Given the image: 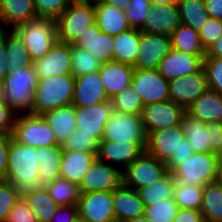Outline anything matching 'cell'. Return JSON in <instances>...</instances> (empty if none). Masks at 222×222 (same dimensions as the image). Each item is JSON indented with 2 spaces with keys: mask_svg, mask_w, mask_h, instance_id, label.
<instances>
[{
  "mask_svg": "<svg viewBox=\"0 0 222 222\" xmlns=\"http://www.w3.org/2000/svg\"><path fill=\"white\" fill-rule=\"evenodd\" d=\"M37 79L71 73V44L57 41L50 51L32 65Z\"/></svg>",
  "mask_w": 222,
  "mask_h": 222,
  "instance_id": "cell-18",
  "label": "cell"
},
{
  "mask_svg": "<svg viewBox=\"0 0 222 222\" xmlns=\"http://www.w3.org/2000/svg\"><path fill=\"white\" fill-rule=\"evenodd\" d=\"M55 21L58 41L75 44L95 24L94 1H73Z\"/></svg>",
  "mask_w": 222,
  "mask_h": 222,
  "instance_id": "cell-5",
  "label": "cell"
},
{
  "mask_svg": "<svg viewBox=\"0 0 222 222\" xmlns=\"http://www.w3.org/2000/svg\"><path fill=\"white\" fill-rule=\"evenodd\" d=\"M208 88L206 73L202 67L197 73L170 80L169 99L186 110Z\"/></svg>",
  "mask_w": 222,
  "mask_h": 222,
  "instance_id": "cell-14",
  "label": "cell"
},
{
  "mask_svg": "<svg viewBox=\"0 0 222 222\" xmlns=\"http://www.w3.org/2000/svg\"><path fill=\"white\" fill-rule=\"evenodd\" d=\"M77 206L79 222H116L110 191L80 193Z\"/></svg>",
  "mask_w": 222,
  "mask_h": 222,
  "instance_id": "cell-10",
  "label": "cell"
},
{
  "mask_svg": "<svg viewBox=\"0 0 222 222\" xmlns=\"http://www.w3.org/2000/svg\"><path fill=\"white\" fill-rule=\"evenodd\" d=\"M37 17L34 0H0V29H15Z\"/></svg>",
  "mask_w": 222,
  "mask_h": 222,
  "instance_id": "cell-27",
  "label": "cell"
},
{
  "mask_svg": "<svg viewBox=\"0 0 222 222\" xmlns=\"http://www.w3.org/2000/svg\"><path fill=\"white\" fill-rule=\"evenodd\" d=\"M211 18L222 20V0H204Z\"/></svg>",
  "mask_w": 222,
  "mask_h": 222,
  "instance_id": "cell-59",
  "label": "cell"
},
{
  "mask_svg": "<svg viewBox=\"0 0 222 222\" xmlns=\"http://www.w3.org/2000/svg\"><path fill=\"white\" fill-rule=\"evenodd\" d=\"M134 70L129 64L115 61L103 63L98 73L109 99L131 86Z\"/></svg>",
  "mask_w": 222,
  "mask_h": 222,
  "instance_id": "cell-24",
  "label": "cell"
},
{
  "mask_svg": "<svg viewBox=\"0 0 222 222\" xmlns=\"http://www.w3.org/2000/svg\"><path fill=\"white\" fill-rule=\"evenodd\" d=\"M72 2V0H34L37 16L53 20H56Z\"/></svg>",
  "mask_w": 222,
  "mask_h": 222,
  "instance_id": "cell-49",
  "label": "cell"
},
{
  "mask_svg": "<svg viewBox=\"0 0 222 222\" xmlns=\"http://www.w3.org/2000/svg\"><path fill=\"white\" fill-rule=\"evenodd\" d=\"M103 62L97 59L89 50L71 44V74L76 78L80 75L98 72Z\"/></svg>",
  "mask_w": 222,
  "mask_h": 222,
  "instance_id": "cell-41",
  "label": "cell"
},
{
  "mask_svg": "<svg viewBox=\"0 0 222 222\" xmlns=\"http://www.w3.org/2000/svg\"><path fill=\"white\" fill-rule=\"evenodd\" d=\"M24 41L32 62L42 59L58 41L56 21L37 17L14 29Z\"/></svg>",
  "mask_w": 222,
  "mask_h": 222,
  "instance_id": "cell-4",
  "label": "cell"
},
{
  "mask_svg": "<svg viewBox=\"0 0 222 222\" xmlns=\"http://www.w3.org/2000/svg\"><path fill=\"white\" fill-rule=\"evenodd\" d=\"M22 196L30 205L38 222H51L59 205L49 196L44 186L23 191Z\"/></svg>",
  "mask_w": 222,
  "mask_h": 222,
  "instance_id": "cell-34",
  "label": "cell"
},
{
  "mask_svg": "<svg viewBox=\"0 0 222 222\" xmlns=\"http://www.w3.org/2000/svg\"><path fill=\"white\" fill-rule=\"evenodd\" d=\"M178 209L173 197L145 207L144 215L150 222H174Z\"/></svg>",
  "mask_w": 222,
  "mask_h": 222,
  "instance_id": "cell-44",
  "label": "cell"
},
{
  "mask_svg": "<svg viewBox=\"0 0 222 222\" xmlns=\"http://www.w3.org/2000/svg\"><path fill=\"white\" fill-rule=\"evenodd\" d=\"M186 112L204 123H222V95L208 88L186 109Z\"/></svg>",
  "mask_w": 222,
  "mask_h": 222,
  "instance_id": "cell-29",
  "label": "cell"
},
{
  "mask_svg": "<svg viewBox=\"0 0 222 222\" xmlns=\"http://www.w3.org/2000/svg\"><path fill=\"white\" fill-rule=\"evenodd\" d=\"M49 196L59 206L77 205L79 199V187L76 183L58 177L43 185Z\"/></svg>",
  "mask_w": 222,
  "mask_h": 222,
  "instance_id": "cell-40",
  "label": "cell"
},
{
  "mask_svg": "<svg viewBox=\"0 0 222 222\" xmlns=\"http://www.w3.org/2000/svg\"><path fill=\"white\" fill-rule=\"evenodd\" d=\"M198 33L203 48L207 50L222 36V20L209 17Z\"/></svg>",
  "mask_w": 222,
  "mask_h": 222,
  "instance_id": "cell-50",
  "label": "cell"
},
{
  "mask_svg": "<svg viewBox=\"0 0 222 222\" xmlns=\"http://www.w3.org/2000/svg\"><path fill=\"white\" fill-rule=\"evenodd\" d=\"M12 134L0 132V180H4L8 169V148Z\"/></svg>",
  "mask_w": 222,
  "mask_h": 222,
  "instance_id": "cell-56",
  "label": "cell"
},
{
  "mask_svg": "<svg viewBox=\"0 0 222 222\" xmlns=\"http://www.w3.org/2000/svg\"><path fill=\"white\" fill-rule=\"evenodd\" d=\"M105 2L111 5H114L119 10L125 11L129 5L130 0H95Z\"/></svg>",
  "mask_w": 222,
  "mask_h": 222,
  "instance_id": "cell-61",
  "label": "cell"
},
{
  "mask_svg": "<svg viewBox=\"0 0 222 222\" xmlns=\"http://www.w3.org/2000/svg\"><path fill=\"white\" fill-rule=\"evenodd\" d=\"M168 172L165 162L144 151L122 171L123 184L134 190H139L158 181Z\"/></svg>",
  "mask_w": 222,
  "mask_h": 222,
  "instance_id": "cell-8",
  "label": "cell"
},
{
  "mask_svg": "<svg viewBox=\"0 0 222 222\" xmlns=\"http://www.w3.org/2000/svg\"><path fill=\"white\" fill-rule=\"evenodd\" d=\"M6 32V57L8 58L9 71L17 68H31L33 62L22 38L14 29Z\"/></svg>",
  "mask_w": 222,
  "mask_h": 222,
  "instance_id": "cell-36",
  "label": "cell"
},
{
  "mask_svg": "<svg viewBox=\"0 0 222 222\" xmlns=\"http://www.w3.org/2000/svg\"><path fill=\"white\" fill-rule=\"evenodd\" d=\"M181 126L194 153H211L212 138L204 122L185 112L181 118Z\"/></svg>",
  "mask_w": 222,
  "mask_h": 222,
  "instance_id": "cell-31",
  "label": "cell"
},
{
  "mask_svg": "<svg viewBox=\"0 0 222 222\" xmlns=\"http://www.w3.org/2000/svg\"><path fill=\"white\" fill-rule=\"evenodd\" d=\"M203 69L208 87L222 95V58L204 57Z\"/></svg>",
  "mask_w": 222,
  "mask_h": 222,
  "instance_id": "cell-48",
  "label": "cell"
},
{
  "mask_svg": "<svg viewBox=\"0 0 222 222\" xmlns=\"http://www.w3.org/2000/svg\"><path fill=\"white\" fill-rule=\"evenodd\" d=\"M3 91H4V84L2 82H0V102H3V100H4Z\"/></svg>",
  "mask_w": 222,
  "mask_h": 222,
  "instance_id": "cell-65",
  "label": "cell"
},
{
  "mask_svg": "<svg viewBox=\"0 0 222 222\" xmlns=\"http://www.w3.org/2000/svg\"><path fill=\"white\" fill-rule=\"evenodd\" d=\"M181 24L177 2L152 5L149 17L139 29L140 32L170 36Z\"/></svg>",
  "mask_w": 222,
  "mask_h": 222,
  "instance_id": "cell-20",
  "label": "cell"
},
{
  "mask_svg": "<svg viewBox=\"0 0 222 222\" xmlns=\"http://www.w3.org/2000/svg\"><path fill=\"white\" fill-rule=\"evenodd\" d=\"M175 179L172 172H168L164 177L154 183L141 188L138 191L144 206H154L162 200L173 198Z\"/></svg>",
  "mask_w": 222,
  "mask_h": 222,
  "instance_id": "cell-38",
  "label": "cell"
},
{
  "mask_svg": "<svg viewBox=\"0 0 222 222\" xmlns=\"http://www.w3.org/2000/svg\"><path fill=\"white\" fill-rule=\"evenodd\" d=\"M151 6V0H130L125 13L131 28H141L145 19L149 17Z\"/></svg>",
  "mask_w": 222,
  "mask_h": 222,
  "instance_id": "cell-47",
  "label": "cell"
},
{
  "mask_svg": "<svg viewBox=\"0 0 222 222\" xmlns=\"http://www.w3.org/2000/svg\"><path fill=\"white\" fill-rule=\"evenodd\" d=\"M172 49L193 55H206L199 33L193 28L180 24L170 35Z\"/></svg>",
  "mask_w": 222,
  "mask_h": 222,
  "instance_id": "cell-35",
  "label": "cell"
},
{
  "mask_svg": "<svg viewBox=\"0 0 222 222\" xmlns=\"http://www.w3.org/2000/svg\"><path fill=\"white\" fill-rule=\"evenodd\" d=\"M206 128L210 134L212 141L211 153L220 155L222 153V123L220 122H206Z\"/></svg>",
  "mask_w": 222,
  "mask_h": 222,
  "instance_id": "cell-53",
  "label": "cell"
},
{
  "mask_svg": "<svg viewBox=\"0 0 222 222\" xmlns=\"http://www.w3.org/2000/svg\"><path fill=\"white\" fill-rule=\"evenodd\" d=\"M99 142L91 135L75 129L61 144L63 150L98 152Z\"/></svg>",
  "mask_w": 222,
  "mask_h": 222,
  "instance_id": "cell-45",
  "label": "cell"
},
{
  "mask_svg": "<svg viewBox=\"0 0 222 222\" xmlns=\"http://www.w3.org/2000/svg\"><path fill=\"white\" fill-rule=\"evenodd\" d=\"M176 2V0H151L152 5H164Z\"/></svg>",
  "mask_w": 222,
  "mask_h": 222,
  "instance_id": "cell-63",
  "label": "cell"
},
{
  "mask_svg": "<svg viewBox=\"0 0 222 222\" xmlns=\"http://www.w3.org/2000/svg\"><path fill=\"white\" fill-rule=\"evenodd\" d=\"M174 222H204L200 210L178 209Z\"/></svg>",
  "mask_w": 222,
  "mask_h": 222,
  "instance_id": "cell-58",
  "label": "cell"
},
{
  "mask_svg": "<svg viewBox=\"0 0 222 222\" xmlns=\"http://www.w3.org/2000/svg\"><path fill=\"white\" fill-rule=\"evenodd\" d=\"M140 31L130 28L113 37V61L134 65L139 53Z\"/></svg>",
  "mask_w": 222,
  "mask_h": 222,
  "instance_id": "cell-33",
  "label": "cell"
},
{
  "mask_svg": "<svg viewBox=\"0 0 222 222\" xmlns=\"http://www.w3.org/2000/svg\"><path fill=\"white\" fill-rule=\"evenodd\" d=\"M206 55H193L171 49L161 59L158 72L168 81L178 77L197 73L203 67V59Z\"/></svg>",
  "mask_w": 222,
  "mask_h": 222,
  "instance_id": "cell-19",
  "label": "cell"
},
{
  "mask_svg": "<svg viewBox=\"0 0 222 222\" xmlns=\"http://www.w3.org/2000/svg\"><path fill=\"white\" fill-rule=\"evenodd\" d=\"M94 6L95 23L103 33L114 37L131 28L125 11L101 1H94Z\"/></svg>",
  "mask_w": 222,
  "mask_h": 222,
  "instance_id": "cell-26",
  "label": "cell"
},
{
  "mask_svg": "<svg viewBox=\"0 0 222 222\" xmlns=\"http://www.w3.org/2000/svg\"><path fill=\"white\" fill-rule=\"evenodd\" d=\"M75 77L70 74L37 79L33 94L31 115H43L45 112L72 105Z\"/></svg>",
  "mask_w": 222,
  "mask_h": 222,
  "instance_id": "cell-2",
  "label": "cell"
},
{
  "mask_svg": "<svg viewBox=\"0 0 222 222\" xmlns=\"http://www.w3.org/2000/svg\"><path fill=\"white\" fill-rule=\"evenodd\" d=\"M146 145L147 143L101 140L98 145L97 159L116 167L120 164L122 166L120 169L123 171L145 151Z\"/></svg>",
  "mask_w": 222,
  "mask_h": 222,
  "instance_id": "cell-17",
  "label": "cell"
},
{
  "mask_svg": "<svg viewBox=\"0 0 222 222\" xmlns=\"http://www.w3.org/2000/svg\"><path fill=\"white\" fill-rule=\"evenodd\" d=\"M6 222H38L33 211L23 196L10 211Z\"/></svg>",
  "mask_w": 222,
  "mask_h": 222,
  "instance_id": "cell-51",
  "label": "cell"
},
{
  "mask_svg": "<svg viewBox=\"0 0 222 222\" xmlns=\"http://www.w3.org/2000/svg\"><path fill=\"white\" fill-rule=\"evenodd\" d=\"M200 212L204 222H222V185L212 182L204 186Z\"/></svg>",
  "mask_w": 222,
  "mask_h": 222,
  "instance_id": "cell-37",
  "label": "cell"
},
{
  "mask_svg": "<svg viewBox=\"0 0 222 222\" xmlns=\"http://www.w3.org/2000/svg\"><path fill=\"white\" fill-rule=\"evenodd\" d=\"M12 138L33 148L58 145L52 128L42 115L18 114L12 131Z\"/></svg>",
  "mask_w": 222,
  "mask_h": 222,
  "instance_id": "cell-7",
  "label": "cell"
},
{
  "mask_svg": "<svg viewBox=\"0 0 222 222\" xmlns=\"http://www.w3.org/2000/svg\"><path fill=\"white\" fill-rule=\"evenodd\" d=\"M171 49L170 36L140 32L139 53L133 67L138 70H156L161 59Z\"/></svg>",
  "mask_w": 222,
  "mask_h": 222,
  "instance_id": "cell-13",
  "label": "cell"
},
{
  "mask_svg": "<svg viewBox=\"0 0 222 222\" xmlns=\"http://www.w3.org/2000/svg\"><path fill=\"white\" fill-rule=\"evenodd\" d=\"M63 149L61 144L37 147V163L39 164V176L42 185L59 177Z\"/></svg>",
  "mask_w": 222,
  "mask_h": 222,
  "instance_id": "cell-30",
  "label": "cell"
},
{
  "mask_svg": "<svg viewBox=\"0 0 222 222\" xmlns=\"http://www.w3.org/2000/svg\"><path fill=\"white\" fill-rule=\"evenodd\" d=\"M16 116L5 102H0V132L12 134Z\"/></svg>",
  "mask_w": 222,
  "mask_h": 222,
  "instance_id": "cell-54",
  "label": "cell"
},
{
  "mask_svg": "<svg viewBox=\"0 0 222 222\" xmlns=\"http://www.w3.org/2000/svg\"><path fill=\"white\" fill-rule=\"evenodd\" d=\"M126 222H150L145 215L136 217L135 219L128 220Z\"/></svg>",
  "mask_w": 222,
  "mask_h": 222,
  "instance_id": "cell-64",
  "label": "cell"
},
{
  "mask_svg": "<svg viewBox=\"0 0 222 222\" xmlns=\"http://www.w3.org/2000/svg\"><path fill=\"white\" fill-rule=\"evenodd\" d=\"M75 44L89 50L90 53L103 63L113 61V36L103 33L96 23L88 27Z\"/></svg>",
  "mask_w": 222,
  "mask_h": 222,
  "instance_id": "cell-28",
  "label": "cell"
},
{
  "mask_svg": "<svg viewBox=\"0 0 222 222\" xmlns=\"http://www.w3.org/2000/svg\"><path fill=\"white\" fill-rule=\"evenodd\" d=\"M51 222H79L78 206H59Z\"/></svg>",
  "mask_w": 222,
  "mask_h": 222,
  "instance_id": "cell-55",
  "label": "cell"
},
{
  "mask_svg": "<svg viewBox=\"0 0 222 222\" xmlns=\"http://www.w3.org/2000/svg\"><path fill=\"white\" fill-rule=\"evenodd\" d=\"M110 101L113 110L125 114L141 115L142 108L144 107L141 95L132 86L116 94Z\"/></svg>",
  "mask_w": 222,
  "mask_h": 222,
  "instance_id": "cell-42",
  "label": "cell"
},
{
  "mask_svg": "<svg viewBox=\"0 0 222 222\" xmlns=\"http://www.w3.org/2000/svg\"><path fill=\"white\" fill-rule=\"evenodd\" d=\"M123 183L122 170L96 159L78 185L79 193L113 192Z\"/></svg>",
  "mask_w": 222,
  "mask_h": 222,
  "instance_id": "cell-11",
  "label": "cell"
},
{
  "mask_svg": "<svg viewBox=\"0 0 222 222\" xmlns=\"http://www.w3.org/2000/svg\"><path fill=\"white\" fill-rule=\"evenodd\" d=\"M185 112L186 110L182 106L168 100L144 105L141 119L148 134L149 132L180 125Z\"/></svg>",
  "mask_w": 222,
  "mask_h": 222,
  "instance_id": "cell-12",
  "label": "cell"
},
{
  "mask_svg": "<svg viewBox=\"0 0 222 222\" xmlns=\"http://www.w3.org/2000/svg\"><path fill=\"white\" fill-rule=\"evenodd\" d=\"M116 222H126L144 215L145 206L137 190L123 183L112 192Z\"/></svg>",
  "mask_w": 222,
  "mask_h": 222,
  "instance_id": "cell-23",
  "label": "cell"
},
{
  "mask_svg": "<svg viewBox=\"0 0 222 222\" xmlns=\"http://www.w3.org/2000/svg\"><path fill=\"white\" fill-rule=\"evenodd\" d=\"M112 111L111 101L97 105L75 107L76 129L81 130V133L91 135L100 142L104 134L105 124Z\"/></svg>",
  "mask_w": 222,
  "mask_h": 222,
  "instance_id": "cell-16",
  "label": "cell"
},
{
  "mask_svg": "<svg viewBox=\"0 0 222 222\" xmlns=\"http://www.w3.org/2000/svg\"><path fill=\"white\" fill-rule=\"evenodd\" d=\"M6 30L0 29V82L2 83L10 72L6 57Z\"/></svg>",
  "mask_w": 222,
  "mask_h": 222,
  "instance_id": "cell-57",
  "label": "cell"
},
{
  "mask_svg": "<svg viewBox=\"0 0 222 222\" xmlns=\"http://www.w3.org/2000/svg\"><path fill=\"white\" fill-rule=\"evenodd\" d=\"M96 159V152L63 150L59 177L79 185Z\"/></svg>",
  "mask_w": 222,
  "mask_h": 222,
  "instance_id": "cell-25",
  "label": "cell"
},
{
  "mask_svg": "<svg viewBox=\"0 0 222 222\" xmlns=\"http://www.w3.org/2000/svg\"><path fill=\"white\" fill-rule=\"evenodd\" d=\"M214 182L222 185V157L219 158L217 163L216 178Z\"/></svg>",
  "mask_w": 222,
  "mask_h": 222,
  "instance_id": "cell-62",
  "label": "cell"
},
{
  "mask_svg": "<svg viewBox=\"0 0 222 222\" xmlns=\"http://www.w3.org/2000/svg\"><path fill=\"white\" fill-rule=\"evenodd\" d=\"M131 86L141 95L143 105L170 100L169 81L157 69H135Z\"/></svg>",
  "mask_w": 222,
  "mask_h": 222,
  "instance_id": "cell-15",
  "label": "cell"
},
{
  "mask_svg": "<svg viewBox=\"0 0 222 222\" xmlns=\"http://www.w3.org/2000/svg\"><path fill=\"white\" fill-rule=\"evenodd\" d=\"M42 116L52 128L55 139L59 144H62L76 129L75 107L73 105L47 111Z\"/></svg>",
  "mask_w": 222,
  "mask_h": 222,
  "instance_id": "cell-32",
  "label": "cell"
},
{
  "mask_svg": "<svg viewBox=\"0 0 222 222\" xmlns=\"http://www.w3.org/2000/svg\"><path fill=\"white\" fill-rule=\"evenodd\" d=\"M193 153L194 151L190 142L187 137H184L176 152H173L171 157L165 162L168 171L172 172L180 163L192 156Z\"/></svg>",
  "mask_w": 222,
  "mask_h": 222,
  "instance_id": "cell-52",
  "label": "cell"
},
{
  "mask_svg": "<svg viewBox=\"0 0 222 222\" xmlns=\"http://www.w3.org/2000/svg\"><path fill=\"white\" fill-rule=\"evenodd\" d=\"M181 23L199 32L209 19L204 0H176Z\"/></svg>",
  "mask_w": 222,
  "mask_h": 222,
  "instance_id": "cell-39",
  "label": "cell"
},
{
  "mask_svg": "<svg viewBox=\"0 0 222 222\" xmlns=\"http://www.w3.org/2000/svg\"><path fill=\"white\" fill-rule=\"evenodd\" d=\"M22 192L12 183L0 180V222H6V219L21 198Z\"/></svg>",
  "mask_w": 222,
  "mask_h": 222,
  "instance_id": "cell-46",
  "label": "cell"
},
{
  "mask_svg": "<svg viewBox=\"0 0 222 222\" xmlns=\"http://www.w3.org/2000/svg\"><path fill=\"white\" fill-rule=\"evenodd\" d=\"M219 158L216 153H193L172 171L175 184L205 186L214 182Z\"/></svg>",
  "mask_w": 222,
  "mask_h": 222,
  "instance_id": "cell-6",
  "label": "cell"
},
{
  "mask_svg": "<svg viewBox=\"0 0 222 222\" xmlns=\"http://www.w3.org/2000/svg\"><path fill=\"white\" fill-rule=\"evenodd\" d=\"M72 1H95V0H72Z\"/></svg>",
  "mask_w": 222,
  "mask_h": 222,
  "instance_id": "cell-66",
  "label": "cell"
},
{
  "mask_svg": "<svg viewBox=\"0 0 222 222\" xmlns=\"http://www.w3.org/2000/svg\"><path fill=\"white\" fill-rule=\"evenodd\" d=\"M102 140L147 143V133L141 115L125 114L113 110L105 124Z\"/></svg>",
  "mask_w": 222,
  "mask_h": 222,
  "instance_id": "cell-9",
  "label": "cell"
},
{
  "mask_svg": "<svg viewBox=\"0 0 222 222\" xmlns=\"http://www.w3.org/2000/svg\"><path fill=\"white\" fill-rule=\"evenodd\" d=\"M205 57L222 58V36L206 50Z\"/></svg>",
  "mask_w": 222,
  "mask_h": 222,
  "instance_id": "cell-60",
  "label": "cell"
},
{
  "mask_svg": "<svg viewBox=\"0 0 222 222\" xmlns=\"http://www.w3.org/2000/svg\"><path fill=\"white\" fill-rule=\"evenodd\" d=\"M36 148L22 145L13 138L8 148V169L4 181L12 183L21 192L42 187Z\"/></svg>",
  "mask_w": 222,
  "mask_h": 222,
  "instance_id": "cell-1",
  "label": "cell"
},
{
  "mask_svg": "<svg viewBox=\"0 0 222 222\" xmlns=\"http://www.w3.org/2000/svg\"><path fill=\"white\" fill-rule=\"evenodd\" d=\"M110 101L98 72L75 78L72 105L74 107L97 105Z\"/></svg>",
  "mask_w": 222,
  "mask_h": 222,
  "instance_id": "cell-22",
  "label": "cell"
},
{
  "mask_svg": "<svg viewBox=\"0 0 222 222\" xmlns=\"http://www.w3.org/2000/svg\"><path fill=\"white\" fill-rule=\"evenodd\" d=\"M37 83V76L33 67L17 68L10 71L5 78L4 100L16 114H30L33 107V94ZM21 111V113H20Z\"/></svg>",
  "mask_w": 222,
  "mask_h": 222,
  "instance_id": "cell-3",
  "label": "cell"
},
{
  "mask_svg": "<svg viewBox=\"0 0 222 222\" xmlns=\"http://www.w3.org/2000/svg\"><path fill=\"white\" fill-rule=\"evenodd\" d=\"M182 126L176 125L147 134L145 151L160 161L166 162L184 139Z\"/></svg>",
  "mask_w": 222,
  "mask_h": 222,
  "instance_id": "cell-21",
  "label": "cell"
},
{
  "mask_svg": "<svg viewBox=\"0 0 222 222\" xmlns=\"http://www.w3.org/2000/svg\"><path fill=\"white\" fill-rule=\"evenodd\" d=\"M204 186L175 184L173 197L181 209L200 210Z\"/></svg>",
  "mask_w": 222,
  "mask_h": 222,
  "instance_id": "cell-43",
  "label": "cell"
}]
</instances>
